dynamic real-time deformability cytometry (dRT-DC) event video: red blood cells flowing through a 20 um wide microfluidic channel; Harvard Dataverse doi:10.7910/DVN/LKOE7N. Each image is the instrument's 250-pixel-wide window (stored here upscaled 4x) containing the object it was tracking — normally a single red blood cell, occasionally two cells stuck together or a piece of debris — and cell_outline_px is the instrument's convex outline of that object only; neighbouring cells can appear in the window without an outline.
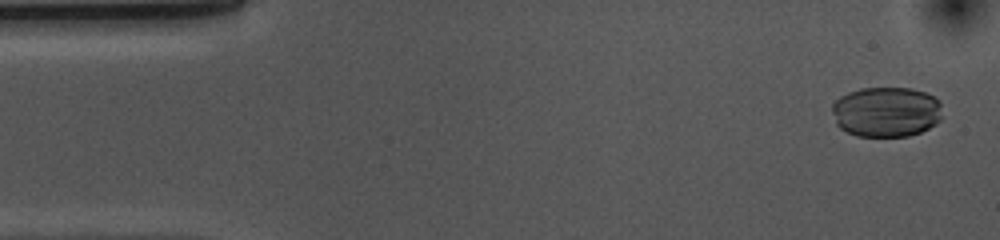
{"species": "common noctule bat (a hibernating species)", "species_latin": "Nyctalus noctula", "temperature_condition": "cold", "stored_images_in_passage": 53, "camera_frame_rate_fps": 3000, "um_per_image_px": 0.085, "animal": {"sex": "female", "body_mass_g": 10.0, "forearm_length_mm": 53.1}, "frame": {"image": 1, "passage_image": 2, "time_ms": 0.333, "image_size_px": [1000, 240], "cell_outline_px": [[940, 120], [936, 124], [920, 132], [908, 136], [856, 136], [840, 128], [836, 124], [832, 112], [832, 104], [840, 96], [848, 92], [860, 88], [912, 88], [924, 92], [940, 100]], "centroid_in_image_um": [75.31, 9.5], "position_along_channel_um": 9.7, "area_um2": 32.37}}
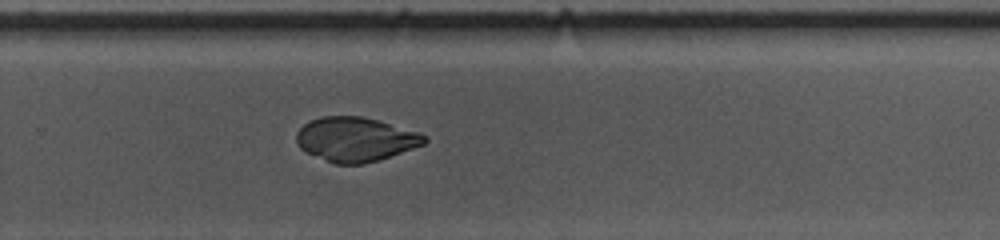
{"frame": {"image": 2, "passage_image": 34, "time_ms": 11.0, "image_size_px": [1000, 240], "cell_outline_px": [[428, 140], [424, 144], [380, 160], [360, 164], [332, 164], [300, 148], [296, 144], [296, 132], [304, 124], [320, 116], [360, 116], [376, 120], [420, 132], [428, 136]], "centroid_in_image_um": [30.22, 11.85], "position_along_channel_um": 299.6, "area_um2": 33.06}}
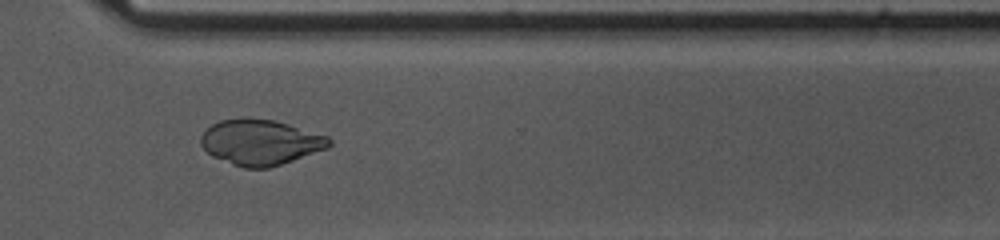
{"frame": {"image": 3, "passage_image": 38, "time_ms": 12.333, "image_size_px": [1000, 240], "cell_outline_px": [[332, 144], [328, 148], [268, 168], [244, 168], [232, 164], [212, 156], [200, 144], [200, 136], [212, 124], [220, 120], [240, 116], [248, 116], [272, 120], [288, 124], [328, 136], [332, 140]], "centroid_in_image_um": [22.11, 12.07], "position_along_channel_um": 348.5, "area_um2": 34.16}}